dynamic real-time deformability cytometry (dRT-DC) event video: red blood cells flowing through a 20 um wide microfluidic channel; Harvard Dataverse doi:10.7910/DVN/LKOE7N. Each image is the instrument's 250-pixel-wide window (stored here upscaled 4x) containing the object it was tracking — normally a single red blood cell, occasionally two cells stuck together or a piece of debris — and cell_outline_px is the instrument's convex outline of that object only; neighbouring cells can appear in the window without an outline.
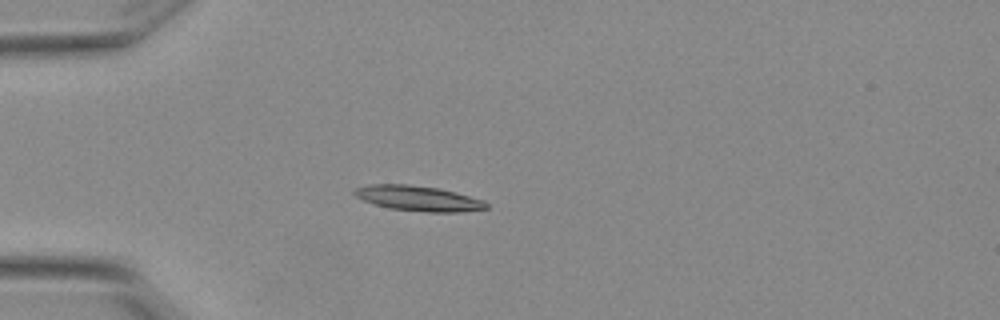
{"species": "Egyptian fruit bat (a non-hibernating species)", "species_latin": "Rousettus aegyptiacus", "temperature_condition": "warm", "stored_images_in_passage": 6, "camera_frame_rate_fps": 3000, "um_per_image_px": 0.085, "animal": {"sex": "female"}, "frame": {"image": 1, "passage_image": 5, "time_ms": 1.333, "image_size_px": [1000, 320], "cell_outline_px": [[488, 208], [460, 212], [428, 212], [388, 208], [364, 200], [356, 196], [352, 192], [356, 188], [372, 184], [408, 184], [436, 188], [484, 200], [488, 204]], "centroid_in_image_um": [35.55, 16.86], "position_along_channel_um": 49.4, "area_um2": 19.02}}